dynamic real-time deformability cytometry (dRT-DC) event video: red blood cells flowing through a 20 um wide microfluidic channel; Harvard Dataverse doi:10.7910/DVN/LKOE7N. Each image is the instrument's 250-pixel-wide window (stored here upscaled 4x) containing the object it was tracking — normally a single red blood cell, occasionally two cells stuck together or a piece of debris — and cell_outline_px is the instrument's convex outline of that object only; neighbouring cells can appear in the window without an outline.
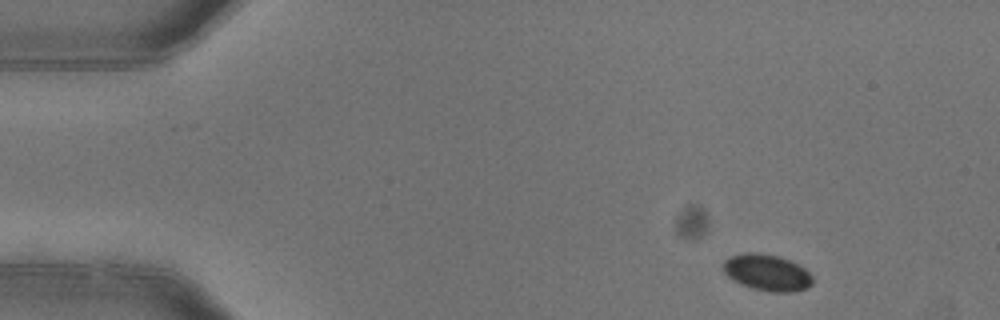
{"species": "common noctule bat (a hibernating species)", "species_latin": "Nyctalus noctula", "temperature_condition": "warm", "stored_images_in_passage": 4, "camera_frame_rate_fps": 3000, "um_per_image_px": 0.085, "animal": {"sex": "female"}, "frame": {"image": 1, "passage_image": 1, "time_ms": 0.0, "image_size_px": [1000, 320], "cell_outline_px": [[812, 284], [808, 288], [792, 292], [768, 292], [752, 288], [740, 284], [732, 280], [720, 268], [720, 264], [724, 260], [732, 256], [744, 252], [760, 252], [776, 256], [788, 260], [804, 268], [812, 276]], "centroid_in_image_um": [65.14, 23.17], "position_along_channel_um": 19.9, "area_um2": 19.19}}
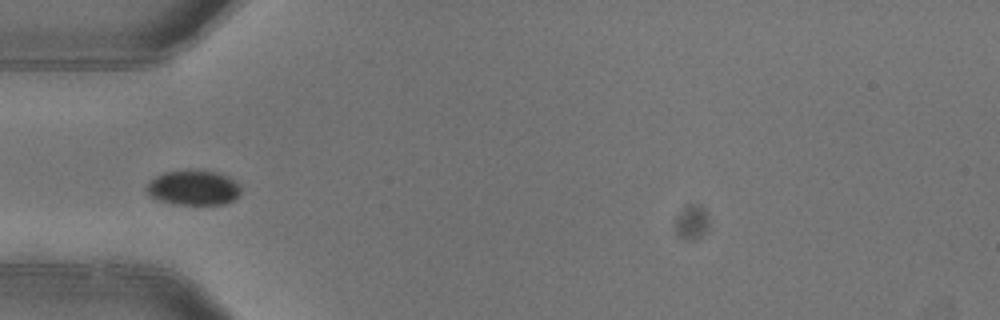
{"frame": {"image": 2, "passage_image": 4, "time_ms": 1.0, "image_size_px": [1000, 320], "cell_outline_px": [[240, 192], [232, 200], [224, 204], [172, 204], [160, 200], [152, 196], [148, 192], [148, 184], [156, 176], [164, 172], [192, 168], [216, 172], [228, 176], [240, 188]], "centroid_in_image_um": [16.44, 15.93], "position_along_channel_um": 68.6, "area_um2": 19.02}}